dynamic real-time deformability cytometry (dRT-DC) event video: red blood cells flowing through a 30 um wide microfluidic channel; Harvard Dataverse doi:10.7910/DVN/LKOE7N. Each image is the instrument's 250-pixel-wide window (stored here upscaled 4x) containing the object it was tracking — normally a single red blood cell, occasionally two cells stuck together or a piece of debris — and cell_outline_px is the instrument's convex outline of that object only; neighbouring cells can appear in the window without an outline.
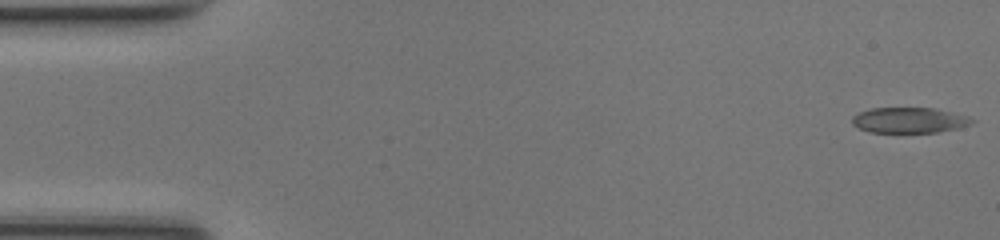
{"species": "common noctule bat (a hibernating species)", "species_latin": "Nyctalus noctula", "temperature_condition": "room temperature", "stored_images_in_passage": 48, "camera_frame_rate_fps": 3000, "um_per_image_px": 0.085, "animal": {"sex": "female", "body_mass_g": 17.0, "forearm_length_mm": 48.0}, "frame": {"image": 1, "passage_image": 1, "time_ms": 0.0, "image_size_px": [1000, 240], "cell_outline_px": [[976, 120], [972, 124], [956, 128], [936, 132], [872, 132], [860, 128], [852, 124], [852, 116], [860, 112], [872, 108], [936, 108], [968, 116]], "centroid_in_image_um": [77.31, 10.21], "position_along_channel_um": 7.7, "area_um2": 17.69}}
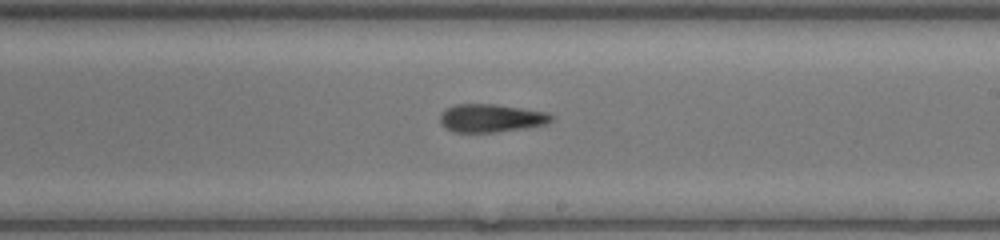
{"frame": {"image": 2, "passage_image": 28, "time_ms": 9.0, "image_size_px": [1000, 240], "cell_outline_px": [[552, 120], [544, 124], [524, 128], [492, 132], [456, 132], [444, 128], [440, 124], [440, 112], [444, 108], [456, 104], [496, 104], [548, 112], [552, 116]], "centroid_in_image_um": [41.67, 10.03], "position_along_channel_um": 247.3, "area_um2": 18.26}}
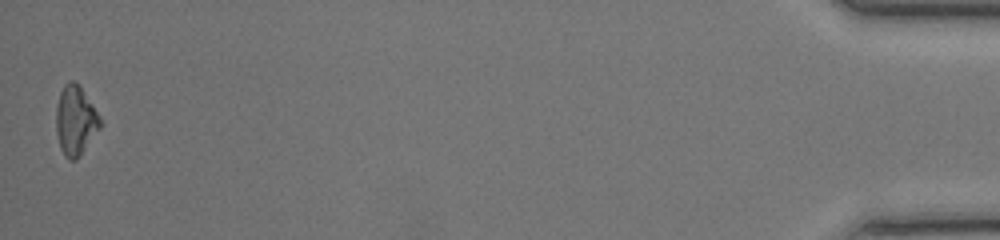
{"frame": {"image": 3, "passage_image": 48, "time_ms": 15.667, "image_size_px": [1000, 240], "cell_outline_px": [[100, 128], [80, 156], [76, 160], [68, 160], [64, 156], [60, 148], [56, 132], [56, 104], [60, 92], [64, 84], [68, 80], [72, 80], [80, 84], [100, 116]], "centroid_in_image_um": [6.4, 10.23], "position_along_channel_um": 428.8, "area_um2": 18.09}, "authors_computed_cell_mechanics": {"area_um2": 18.0625, "velocity_mm_per_s": 4.2676, "shape_relaxation_time_tau1_ms": 8.0299, "shape_relaxation_time_tau2_ms": 4.492, "deformation_change_tau1": 0.198, "deformation_change_tau2": 0.1333}}